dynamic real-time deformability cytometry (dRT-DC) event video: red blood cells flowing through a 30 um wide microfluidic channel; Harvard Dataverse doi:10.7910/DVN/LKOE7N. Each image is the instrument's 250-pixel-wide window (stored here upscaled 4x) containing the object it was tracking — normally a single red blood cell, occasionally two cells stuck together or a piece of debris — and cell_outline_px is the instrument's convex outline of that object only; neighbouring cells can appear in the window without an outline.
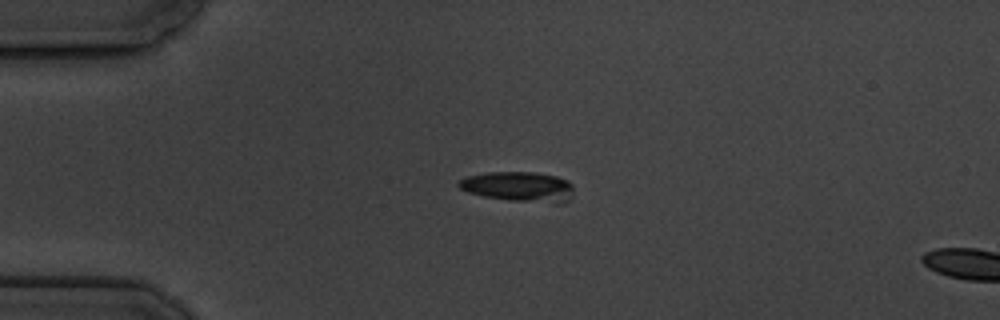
{"species": "common noctule bat (a hibernating species)", "species_latin": "Nyctalus noctula", "temperature_condition": "cold", "stored_images_in_passage": 6, "camera_frame_rate_fps": 3000, "um_per_image_px": 0.085, "animal": {"sex": "male", "body_mass_g": 19.5, "forearm_length_mm": 54.6}, "frame": {"image": 1, "passage_image": 4, "time_ms": 3.333, "image_size_px": [1000, 320], "cell_outline_px": [[572, 200], [564, 204], [556, 204], [508, 200], [484, 196], [468, 192], [460, 188], [456, 184], [464, 176], [488, 172], [532, 172], [556, 176], [568, 180], [572, 184]], "centroid_in_image_um": [44.14, 15.88], "position_along_channel_um": 40.9, "area_um2": 20.52}}